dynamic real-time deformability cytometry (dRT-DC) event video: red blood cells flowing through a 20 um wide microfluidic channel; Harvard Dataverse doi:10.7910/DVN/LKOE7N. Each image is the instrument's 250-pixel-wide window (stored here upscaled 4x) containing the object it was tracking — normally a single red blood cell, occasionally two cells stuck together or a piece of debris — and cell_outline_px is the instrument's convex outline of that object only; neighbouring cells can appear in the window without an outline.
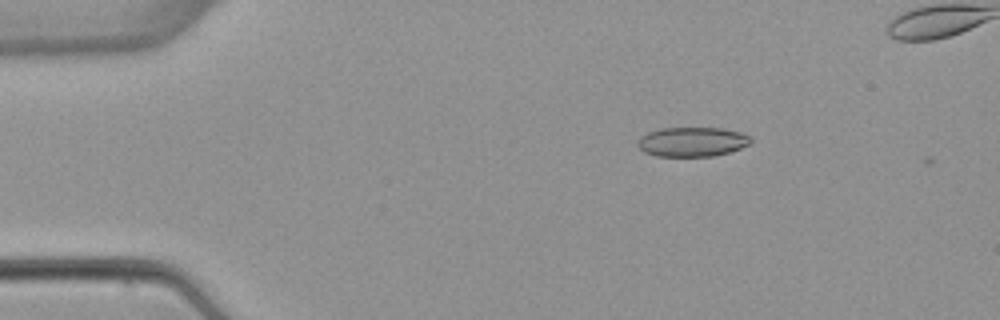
{"species": "common noctule bat (a hibernating species)", "species_latin": "Nyctalus noctula", "temperature_condition": "warm", "stored_images_in_passage": 4, "camera_frame_rate_fps": 3000, "um_per_image_px": 0.085, "animal": {"sex": "female", "body_mass_g": 22.7, "forearm_length_mm": 54.2}, "frame": {"image": 1, "passage_image": 3, "time_ms": 2.333, "image_size_px": [1000, 320], "cell_outline_px": [[752, 140], [748, 144], [740, 148], [728, 152], [712, 156], [656, 156], [644, 152], [636, 144], [636, 140], [640, 136], [648, 132], [660, 128], [724, 128], [740, 132], [752, 136]], "centroid_in_image_um": [58.81, 12.04], "position_along_channel_um": 26.2, "area_um2": 19.54}}